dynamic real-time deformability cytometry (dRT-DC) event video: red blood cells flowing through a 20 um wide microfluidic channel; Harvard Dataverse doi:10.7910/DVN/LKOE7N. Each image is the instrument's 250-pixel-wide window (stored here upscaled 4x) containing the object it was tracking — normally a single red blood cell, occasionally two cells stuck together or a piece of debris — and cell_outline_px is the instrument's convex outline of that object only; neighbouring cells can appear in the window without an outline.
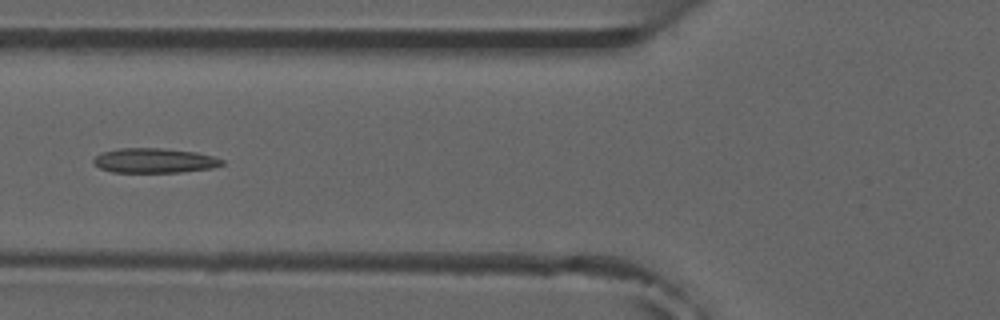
{"species": "common noctule bat (a hibernating species)", "species_latin": "Nyctalus noctula", "temperature_condition": "room temperature", "stored_images_in_passage": 6, "camera_frame_rate_fps": 3000, "um_per_image_px": 0.085, "animal": {"sex": "male", "forearm_length_mm": 52.5}, "frame": {"image": 1, "passage_image": 6, "time_ms": 5.667, "image_size_px": [1000, 320], "cell_outline_px": [[224, 164], [212, 168], [180, 172], [112, 172], [100, 168], [92, 164], [92, 160], [100, 152], [120, 148], [160, 148], [196, 152], [212, 156], [224, 160]], "centroid_in_image_um": [13.09, 13.65], "position_along_channel_um": 112.7, "area_um2": 18.55}}